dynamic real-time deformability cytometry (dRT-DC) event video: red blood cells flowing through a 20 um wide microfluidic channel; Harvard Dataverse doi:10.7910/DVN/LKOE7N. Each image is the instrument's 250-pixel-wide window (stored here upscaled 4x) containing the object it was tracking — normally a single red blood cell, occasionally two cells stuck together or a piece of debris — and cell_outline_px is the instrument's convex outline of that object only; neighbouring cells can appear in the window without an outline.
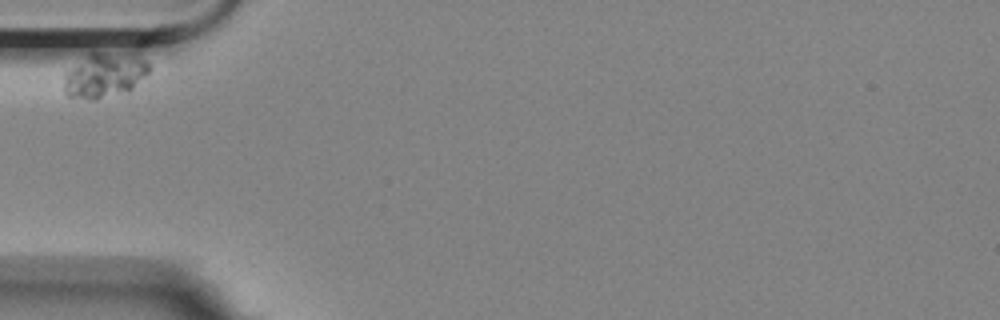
{"species": "Egyptian fruit bat (a non-hibernating species)", "species_latin": "Rousettus aegyptiacus", "temperature_condition": "room temperature", "stored_images_in_passage": 2, "camera_frame_rate_fps": 3000, "um_per_image_px": 0.085, "animal": {"sex": "female"}, "frame": {"image": 1, "passage_image": 1, "time_ms": 0.0, "image_size_px": [1000, 320], "cell_outline_px": [[152, 68], [148, 76], [128, 92], [96, 100], [88, 100], [68, 96], [64, 92], [64, 72], [92, 52], [100, 52], [148, 60], [152, 64]], "centroid_in_image_um": [8.9, 6.45], "position_along_channel_um": 76.1, "area_um2": 22.31}}